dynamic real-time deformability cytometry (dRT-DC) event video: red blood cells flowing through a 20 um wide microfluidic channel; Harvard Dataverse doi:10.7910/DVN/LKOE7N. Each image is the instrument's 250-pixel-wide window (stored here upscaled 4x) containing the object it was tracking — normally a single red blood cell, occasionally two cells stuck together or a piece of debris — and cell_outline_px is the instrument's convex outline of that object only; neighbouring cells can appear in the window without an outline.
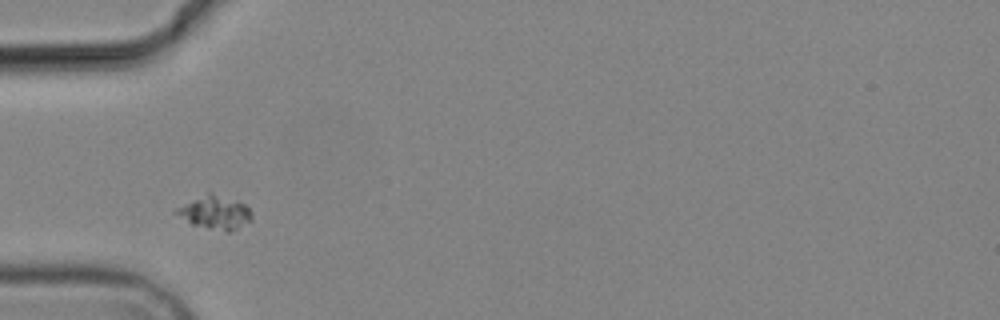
{"species": "common noctule bat (a hibernating species)", "species_latin": "Nyctalus noctula", "temperature_condition": "cold", "stored_images_in_passage": 4, "camera_frame_rate_fps": 3000, "um_per_image_px": 0.085, "animal": {"sex": "male", "body_mass_g": 19.2, "forearm_length_mm": 51.8}, "frame": {"image": 1, "passage_image": 2, "time_ms": 1.0, "image_size_px": [1000, 320], "cell_outline_px": [[252, 220], [228, 232], [224, 232], [192, 224], [172, 212], [176, 208], [208, 192], [236, 200], [244, 204], [252, 212]], "centroid_in_image_um": [18.28, 18.07], "position_along_channel_um": 66.7, "area_um2": 14.45}}
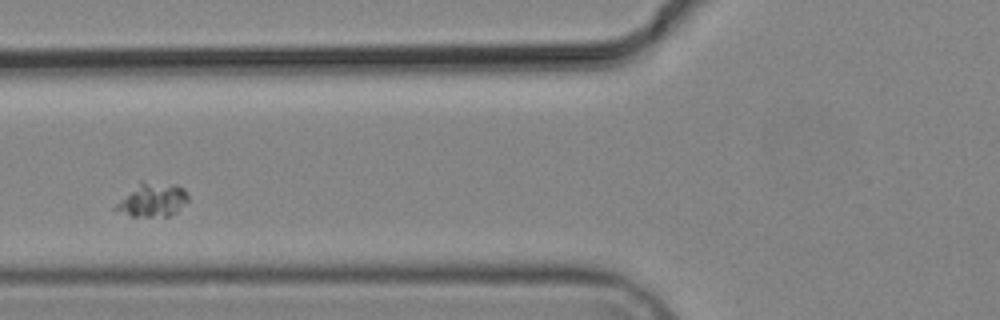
{"frame": {"image": 2, "passage_image": 3, "time_ms": 2.333, "image_size_px": [1000, 320], "cell_outline_px": [[188, 200], [176, 212], [168, 216], [132, 216], [112, 208], [120, 200], [140, 184], [176, 184], [184, 188], [188, 196]], "centroid_in_image_um": [13.01, 17.03], "position_along_channel_um": 112.8, "area_um2": 13.35}}
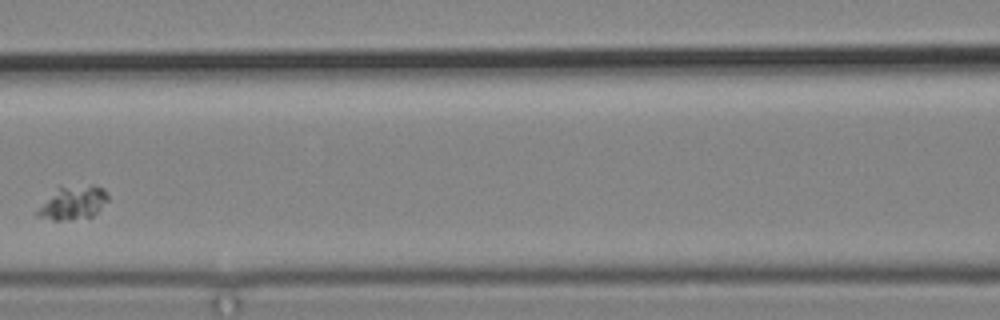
{"frame": {"image": 3, "passage_image": 4, "time_ms": 3.667, "image_size_px": [1000, 320], "cell_outline_px": [[108, 200], [92, 216], [72, 220], [52, 220], [36, 216], [36, 212], [60, 184], [92, 184], [104, 188], [108, 196]], "centroid_in_image_um": [6.22, 17.19], "position_along_channel_um": 160.4, "area_um2": 13.99}}